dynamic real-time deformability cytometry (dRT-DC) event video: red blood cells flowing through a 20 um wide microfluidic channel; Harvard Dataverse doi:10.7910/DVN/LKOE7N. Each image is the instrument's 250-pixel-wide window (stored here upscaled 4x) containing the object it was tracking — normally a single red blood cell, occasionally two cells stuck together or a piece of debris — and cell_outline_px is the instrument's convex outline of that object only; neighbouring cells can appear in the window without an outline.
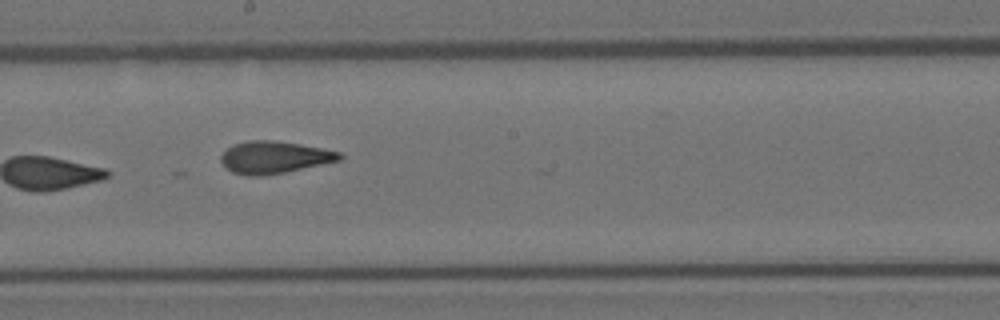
{"species": "Egyptian fruit bat (a non-hibernating species)", "species_latin": "Rousettus aegyptiacus", "temperature_condition": "room temperature", "stored_images_in_passage": 10, "camera_frame_rate_fps": 3000, "um_per_image_px": 0.085, "animal": {"sex": "female"}, "frame": {"image": 1, "passage_image": 9, "time_ms": 2.667, "image_size_px": [1000, 320], "cell_outline_px": [[344, 156], [340, 160], [284, 172], [260, 176], [248, 176], [232, 172], [220, 160], [220, 156], [228, 148], [236, 144], [248, 140], [276, 140], [324, 148], [340, 152]], "centroid_in_image_um": [23.33, 13.36], "position_along_channel_um": 224.9, "area_um2": 22.08}}
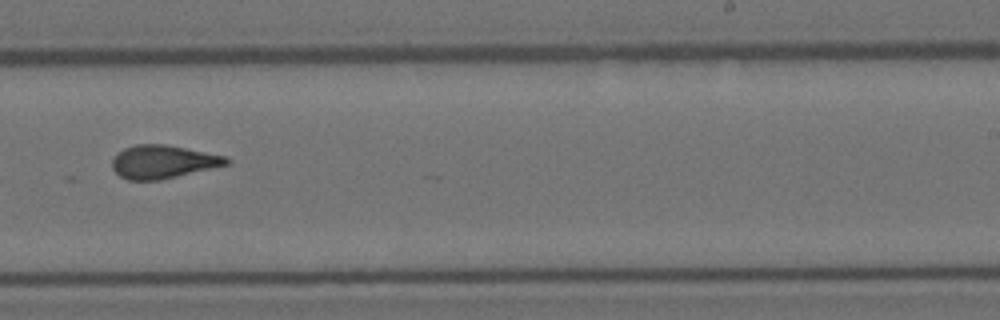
{"frame": {"image": 2, "passage_image": 10, "time_ms": 3.0, "image_size_px": [1000, 320], "cell_outline_px": [[232, 160], [228, 164], [160, 180], [128, 180], [120, 176], [112, 168], [112, 160], [116, 152], [124, 148], [136, 144], [164, 144], [228, 156]], "centroid_in_image_um": [13.84, 13.74], "position_along_channel_um": 275.2, "area_um2": 22.14}}